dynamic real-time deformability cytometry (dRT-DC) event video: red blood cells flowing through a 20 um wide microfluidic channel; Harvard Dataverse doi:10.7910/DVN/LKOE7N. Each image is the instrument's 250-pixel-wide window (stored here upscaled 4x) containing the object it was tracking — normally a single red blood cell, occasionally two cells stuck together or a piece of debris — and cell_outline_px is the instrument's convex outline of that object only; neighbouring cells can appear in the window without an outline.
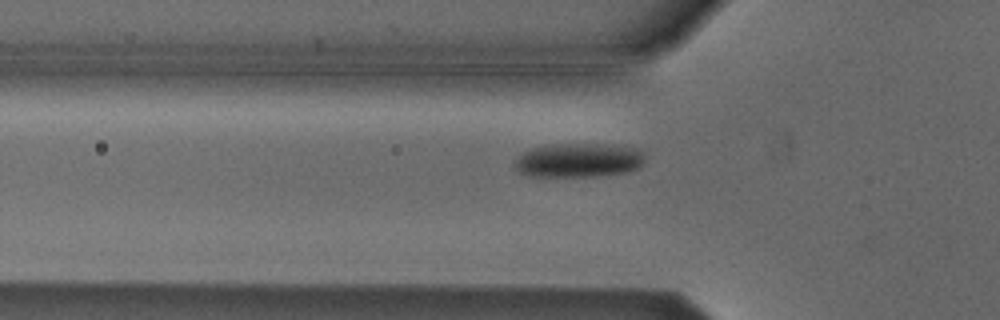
{"species": "Egyptian fruit bat (a non-hibernating species)", "species_latin": "Rousettus aegyptiacus", "temperature_condition": "cold", "stored_images_in_passage": 29, "camera_frame_rate_fps": 3000, "um_per_image_px": 0.085, "animal": {"sex": "male"}, "frame": {"image": 1, "passage_image": 3, "time_ms": 0.667, "image_size_px": [1000, 320], "cell_outline_px": [[644, 164], [628, 172], [596, 176], [528, 176], [512, 168], [512, 164], [516, 156], [532, 148], [552, 144], [608, 144], [636, 148], [644, 156]], "centroid_in_image_um": [49.13, 13.62], "position_along_channel_um": 76.7, "area_um2": 26.13}}
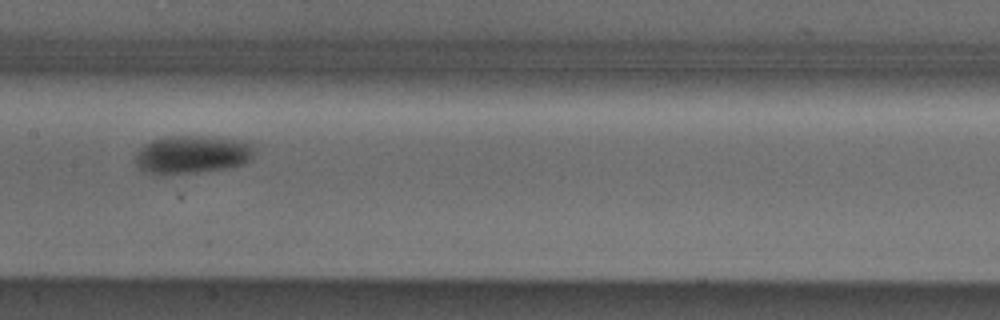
{"frame": {"image": 2, "passage_image": 12, "time_ms": 3.667, "image_size_px": [1000, 320], "cell_outline_px": [[252, 156], [244, 164], [224, 168], [200, 172], [164, 176], [156, 176], [144, 172], [136, 164], [136, 152], [144, 144], [152, 140], [164, 136], [204, 136], [236, 140], [252, 144]], "centroid_in_image_um": [16.23, 13.16], "position_along_channel_um": 191.2, "area_um2": 26.59}}
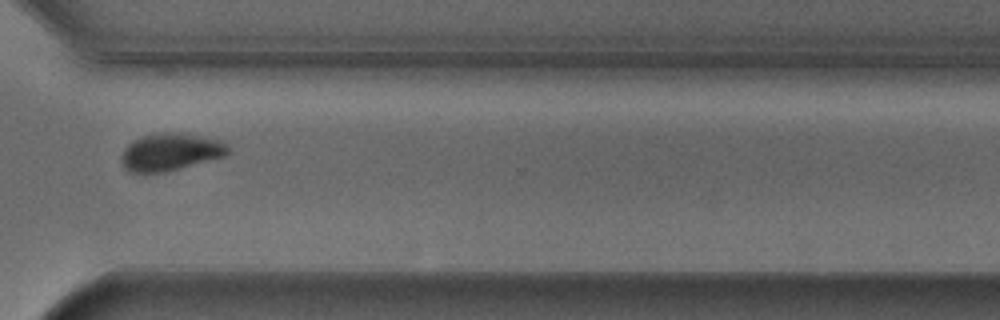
{"frame": {"image": 3, "passage_image": 25, "time_ms": 8.0, "image_size_px": [1000, 320], "cell_outline_px": [[228, 152], [224, 156], [164, 172], [128, 172], [120, 164], [120, 156], [124, 148], [128, 144], [140, 136], [160, 132], [184, 132], [224, 140], [228, 144]], "centroid_in_image_um": [14.46, 12.89], "position_along_channel_um": 356.1, "area_um2": 23.58}}